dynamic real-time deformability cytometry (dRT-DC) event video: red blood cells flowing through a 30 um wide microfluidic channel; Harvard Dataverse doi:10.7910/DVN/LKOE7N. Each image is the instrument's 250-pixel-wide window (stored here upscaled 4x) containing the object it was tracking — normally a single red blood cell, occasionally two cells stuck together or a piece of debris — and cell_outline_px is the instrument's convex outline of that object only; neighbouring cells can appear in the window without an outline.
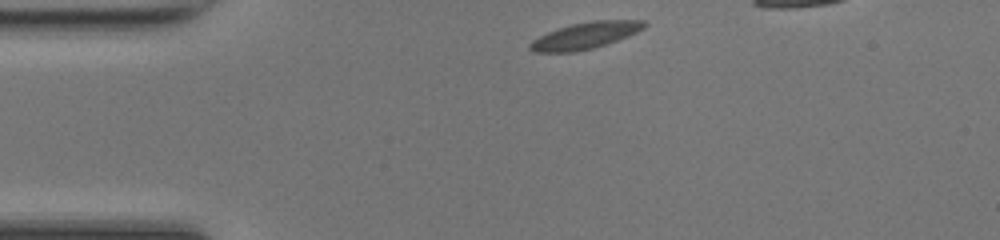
{"species": "common noctule bat (a hibernating species)", "species_latin": "Nyctalus noctula", "temperature_condition": "room temperature", "stored_images_in_passage": 35, "camera_frame_rate_fps": 3000, "um_per_image_px": 0.085, "animal": {"sex": "female", "body_mass_g": 17.0, "forearm_length_mm": 48.0}, "frame": {"image": 1, "passage_image": 1, "time_ms": 0.0, "image_size_px": [1000, 240], "cell_outline_px": [[648, 24], [644, 28], [628, 36], [592, 48], [572, 52], [532, 52], [528, 48], [528, 44], [532, 40], [548, 32], [572, 24], [592, 20], [644, 20]], "centroid_in_image_um": [49.74, 3.02], "position_along_channel_um": 35.3, "area_um2": 17.51}}
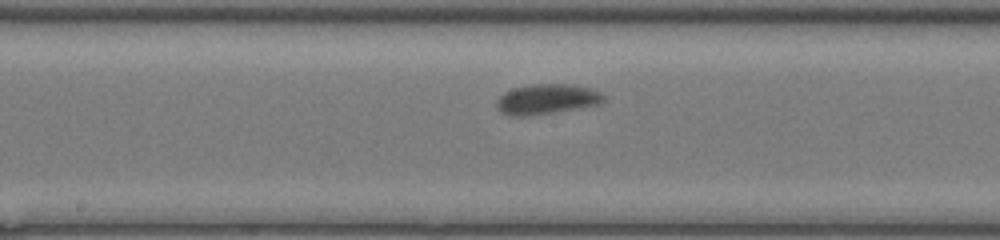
{"frame": {"image": 2, "passage_image": 16, "time_ms": 5.0, "image_size_px": [1000, 240], "cell_outline_px": [[604, 100], [600, 104], [552, 112], [520, 116], [508, 116], [500, 112], [496, 104], [496, 100], [504, 92], [512, 88], [532, 84], [568, 84], [588, 88], [600, 92], [604, 96]], "centroid_in_image_um": [46.42, 8.42], "position_along_channel_um": 201.8, "area_um2": 18.55}}
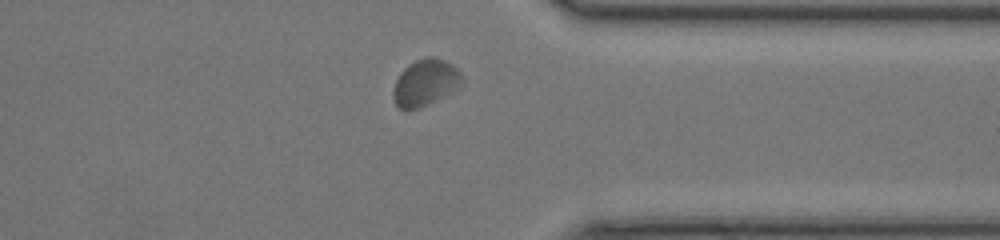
{"frame": {"image": 3, "passage_image": 29, "time_ms": 9.333, "image_size_px": [1000, 240], "cell_outline_px": [[464, 84], [444, 96], [428, 104], [408, 112], [400, 108], [396, 104], [392, 92], [396, 80], [400, 72], [408, 64], [416, 60], [428, 56], [436, 56], [452, 64], [460, 72], [464, 80]], "centroid_in_image_um": [36.16, 7.02], "position_along_channel_um": 375.2, "area_um2": 18.9}, "authors_computed_cell_mechanics": {"area_um2": 17.8602, "velocity_mm_per_s": 4.1302, "shape_relaxation_time_tau1_ms": 2.353, "shape_relaxation_time_tau2_ms": null, "deformation_change_tau1": 0.0892, "deformation_change_tau2": null}}